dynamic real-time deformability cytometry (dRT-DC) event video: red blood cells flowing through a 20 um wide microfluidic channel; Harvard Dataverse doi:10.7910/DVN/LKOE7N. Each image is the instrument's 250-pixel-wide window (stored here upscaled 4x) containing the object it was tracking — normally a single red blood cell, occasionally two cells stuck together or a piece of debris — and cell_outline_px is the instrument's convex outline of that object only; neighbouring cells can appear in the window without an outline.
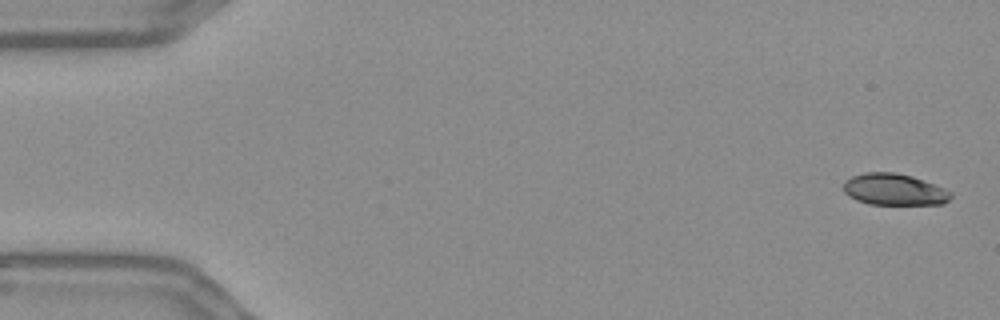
{"species": "Egyptian fruit bat (a non-hibernating species)", "species_latin": "Rousettus aegyptiacus", "temperature_condition": "warm", "stored_images_in_passage": 56, "camera_frame_rate_fps": 3000, "um_per_image_px": 0.085, "frame": {"image": 1, "passage_image": 2, "time_ms": 0.333, "image_size_px": [1000, 320], "cell_outline_px": [[952, 196], [944, 204], [868, 204], [856, 200], [848, 196], [844, 192], [844, 180], [852, 176], [864, 172], [896, 172], [912, 176], [944, 188], [952, 192]], "centroid_in_image_um": [75.99, 16.1], "position_along_channel_um": 9.0, "area_um2": 19.83}}
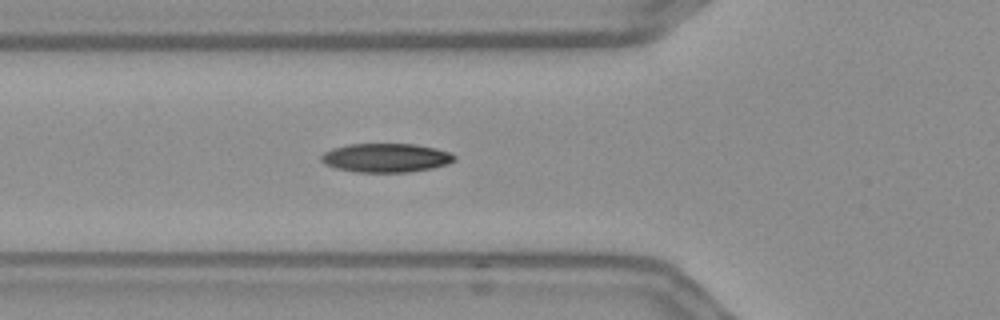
{"frame": {"image": 2, "passage_image": 20, "time_ms": 6.333, "image_size_px": [1000, 320], "cell_outline_px": [[456, 160], [448, 164], [432, 168], [408, 172], [356, 172], [336, 168], [324, 164], [320, 160], [320, 156], [324, 152], [332, 148], [348, 144], [416, 144], [436, 148], [448, 152], [456, 156]], "centroid_in_image_um": [32.79, 13.41], "position_along_channel_um": 93.0, "area_um2": 22.54}}
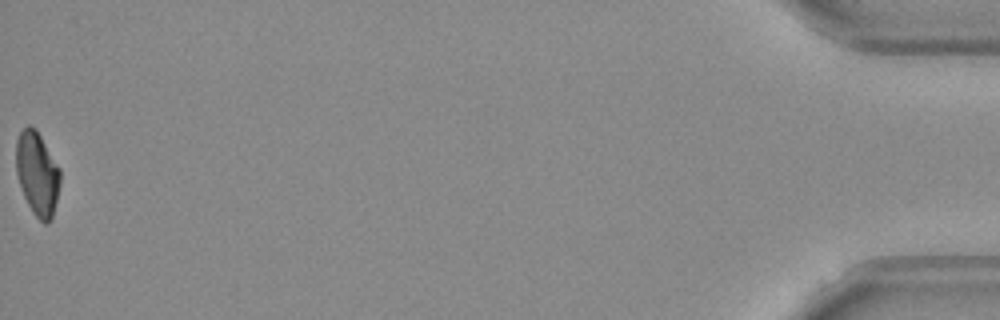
{"frame": {"image": 3, "passage_image": 56, "time_ms": 18.333, "image_size_px": [1000, 320], "cell_outline_px": [[60, 184], [52, 220], [48, 224], [44, 224], [32, 212], [24, 196], [16, 172], [16, 140], [20, 132], [28, 124], [36, 128], [60, 168]], "centroid_in_image_um": [3.18, 14.76], "position_along_channel_um": 432.0, "area_um2": 21.62}, "authors_computed_cell_mechanics": {"area_um2": 21.8773, "velocity_mm_per_s": 3.6695, "shape_relaxation_time_tau1_ms": 4.2698, "shape_relaxation_time_tau2_ms": 6.373, "deformation_change_tau1": 0.1499, "deformation_change_tau2": 0.1063}}